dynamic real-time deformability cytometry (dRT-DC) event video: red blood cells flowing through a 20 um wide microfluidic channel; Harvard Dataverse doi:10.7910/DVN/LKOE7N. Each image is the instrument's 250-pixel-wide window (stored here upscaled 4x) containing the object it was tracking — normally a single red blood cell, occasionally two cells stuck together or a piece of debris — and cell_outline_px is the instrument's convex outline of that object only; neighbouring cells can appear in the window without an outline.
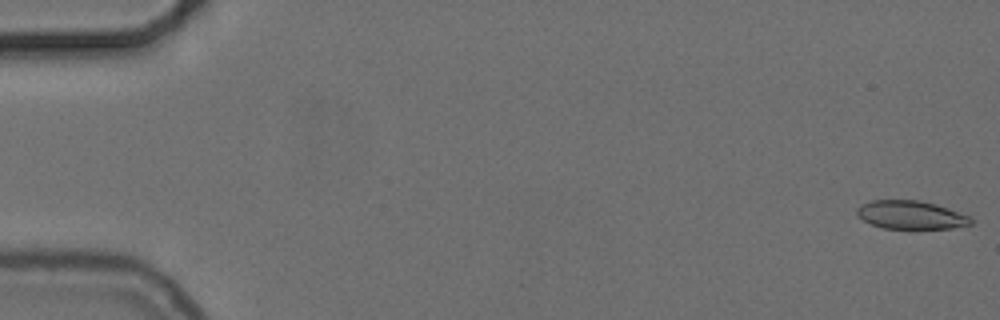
{"species": "common noctule bat (a hibernating species)", "species_latin": "Nyctalus noctula", "temperature_condition": "cold", "stored_images_in_passage": 55, "camera_frame_rate_fps": 3000, "um_per_image_px": 0.085, "animal": {"sex": "female", "body_mass_g": 24.6, "forearm_length_mm": 56.2}, "frame": {"image": 1, "passage_image": 1, "time_ms": 0.0, "image_size_px": [1000, 320], "cell_outline_px": [[972, 224], [952, 228], [884, 228], [872, 224], [864, 220], [856, 212], [856, 208], [860, 204], [872, 200], [920, 200], [936, 204], [968, 216], [972, 220]], "centroid_in_image_um": [77.4, 18.25], "position_along_channel_um": 7.6, "area_um2": 18.55}}
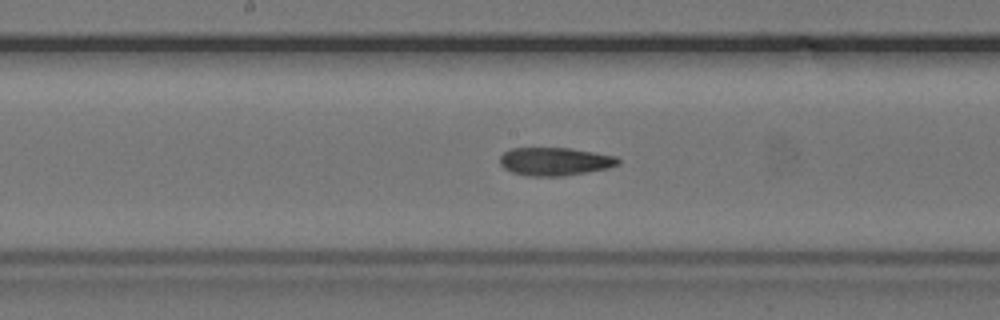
{"frame": {"image": 2, "passage_image": 29, "time_ms": 9.333, "image_size_px": [1000, 320], "cell_outline_px": [[620, 164], [608, 168], [564, 176], [524, 176], [512, 172], [504, 168], [500, 164], [500, 156], [504, 152], [512, 148], [572, 148], [616, 156], [620, 160]], "centroid_in_image_um": [47.16, 13.72], "position_along_channel_um": 201.0, "area_um2": 19.48}}
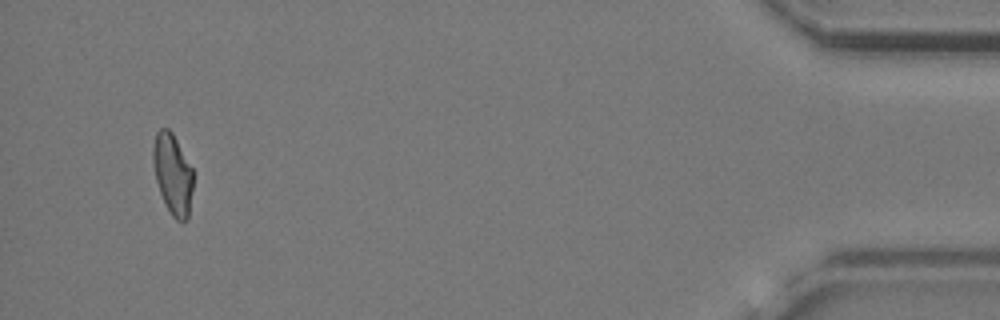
{"frame": {"image": 3, "passage_image": 53, "time_ms": 17.333, "image_size_px": [1000, 320], "cell_outline_px": [[192, 188], [188, 220], [176, 220], [172, 216], [160, 192], [156, 180], [152, 160], [152, 148], [156, 132], [160, 128], [168, 128], [172, 132], [192, 168]], "centroid_in_image_um": [14.66, 14.76], "position_along_channel_um": 420.5, "area_um2": 18.61}, "authors_computed_cell_mechanics": {"area_um2": 19.7098, "velocity_mm_per_s": 3.7212, "shape_relaxation_time_tau1_ms": null, "shape_relaxation_time_tau2_ms": 4.1265, "deformation_change_tau1": null, "deformation_change_tau2": 0.1227}}